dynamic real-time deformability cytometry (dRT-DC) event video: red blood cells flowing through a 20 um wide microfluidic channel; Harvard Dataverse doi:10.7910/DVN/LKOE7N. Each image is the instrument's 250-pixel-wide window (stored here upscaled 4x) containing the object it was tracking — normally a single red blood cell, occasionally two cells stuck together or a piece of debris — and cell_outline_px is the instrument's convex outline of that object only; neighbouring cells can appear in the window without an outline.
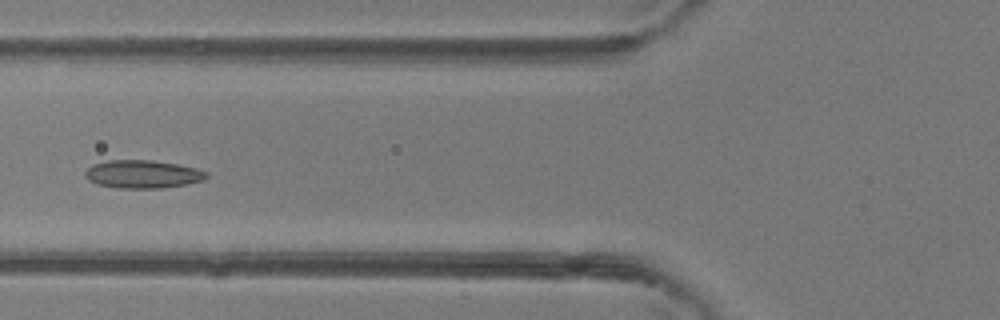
{"species": "common noctule bat (a hibernating species)", "species_latin": "Nyctalus noctula", "temperature_condition": "room temperature", "stored_images_in_passage": 7, "camera_frame_rate_fps": 3000, "um_per_image_px": 0.085, "animal": {"sex": "female"}, "frame": {"image": 1, "passage_image": 6, "time_ms": 1.667, "image_size_px": [1000, 320], "cell_outline_px": [[208, 176], [204, 180], [188, 184], [160, 188], [120, 188], [96, 184], [88, 180], [84, 176], [84, 172], [92, 164], [108, 160], [152, 160], [176, 164], [196, 168], [208, 172]], "centroid_in_image_um": [12.12, 14.8], "position_along_channel_um": 113.7, "area_um2": 19.94}}
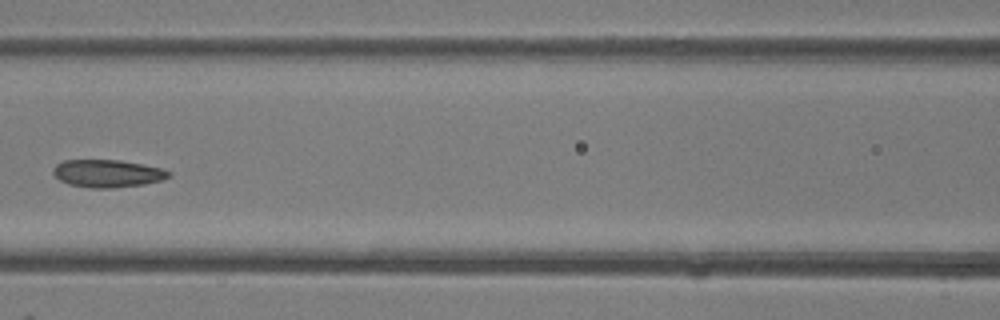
{"frame": {"image": 2, "passage_image": 7, "time_ms": 2.0, "image_size_px": [1000, 320], "cell_outline_px": [[172, 176], [164, 180], [144, 184], [112, 188], [92, 188], [68, 184], [60, 180], [52, 172], [52, 168], [56, 164], [64, 160], [120, 160], [144, 164], [160, 168], [172, 172]], "centroid_in_image_um": [9.16, 14.74], "position_along_channel_um": 157.4, "area_um2": 18.79}}